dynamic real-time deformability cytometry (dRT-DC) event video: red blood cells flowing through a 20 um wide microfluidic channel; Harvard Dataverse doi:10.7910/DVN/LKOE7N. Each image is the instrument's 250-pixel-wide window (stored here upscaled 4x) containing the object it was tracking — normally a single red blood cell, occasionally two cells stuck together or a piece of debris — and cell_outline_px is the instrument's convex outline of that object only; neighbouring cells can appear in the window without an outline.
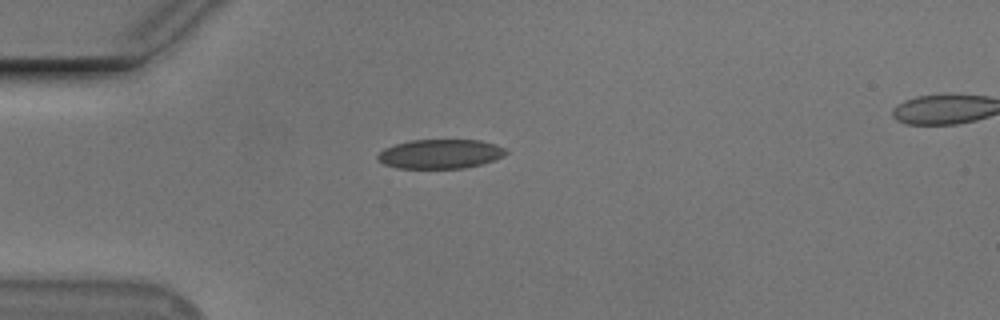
{"species": "Egyptian fruit bat (a non-hibernating species)", "species_latin": "Rousettus aegyptiacus", "temperature_condition": "cold", "stored_images_in_passage": 3, "camera_frame_rate_fps": 3000, "um_per_image_px": 0.085, "animal": {"sex": "male"}, "frame": {"image": 1, "passage_image": 1, "time_ms": 0.0, "image_size_px": [1000, 320], "cell_outline_px": [[508, 152], [492, 160], [480, 164], [464, 168], [396, 168], [384, 164], [376, 156], [384, 148], [396, 144], [412, 140], [480, 140], [504, 148]], "centroid_in_image_um": [37.37, 13.08], "position_along_channel_um": 47.6, "area_um2": 21.5}}